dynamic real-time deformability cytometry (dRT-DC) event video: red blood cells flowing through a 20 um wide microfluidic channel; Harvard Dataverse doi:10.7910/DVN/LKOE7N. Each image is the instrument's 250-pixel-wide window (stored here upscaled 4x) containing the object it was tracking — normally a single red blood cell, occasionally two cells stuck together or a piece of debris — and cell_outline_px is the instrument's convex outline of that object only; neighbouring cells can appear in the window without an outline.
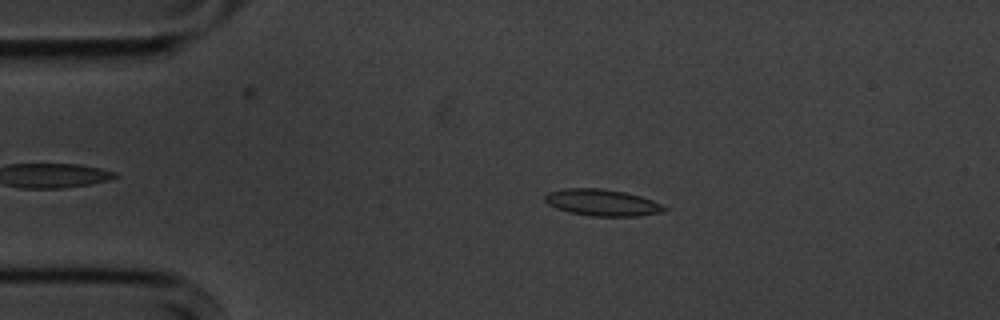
{"species": "common noctule bat (a hibernating species)", "species_latin": "Nyctalus noctula", "temperature_condition": "cold", "stored_images_in_passage": 4, "camera_frame_rate_fps": 3000, "um_per_image_px": 0.085, "animal": {"sex": "male", "body_mass_g": 20.1, "forearm_length_mm": 53.5}, "frame": {"image": 1, "passage_image": 3, "time_ms": 2.333, "image_size_px": [1000, 320], "cell_outline_px": [[668, 208], [664, 212], [636, 216], [592, 216], [568, 212], [556, 208], [548, 204], [544, 200], [544, 196], [548, 192], [564, 188], [600, 188], [624, 192], [640, 196], [652, 200]], "centroid_in_image_um": [51.16, 17.22], "position_along_channel_um": 33.8, "area_um2": 18.5}}